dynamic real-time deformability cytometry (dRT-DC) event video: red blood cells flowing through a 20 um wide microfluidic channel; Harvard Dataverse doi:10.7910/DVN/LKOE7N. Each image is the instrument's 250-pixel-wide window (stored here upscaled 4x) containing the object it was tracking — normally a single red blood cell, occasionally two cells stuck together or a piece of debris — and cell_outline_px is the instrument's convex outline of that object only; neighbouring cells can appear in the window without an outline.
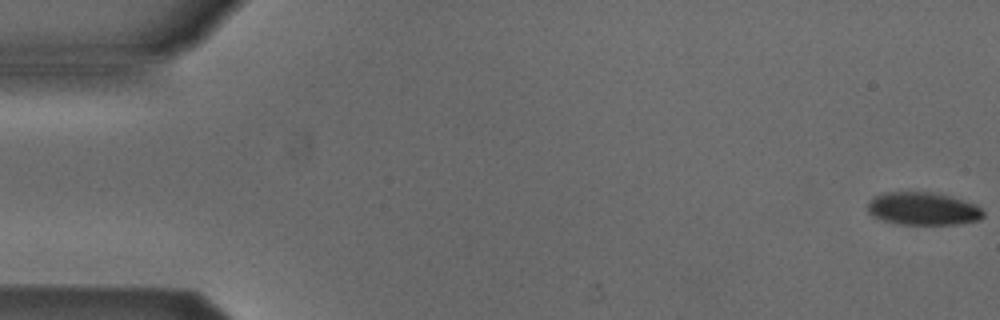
{"species": "Egyptian fruit bat (a non-hibernating species)", "species_latin": "Rousettus aegyptiacus", "temperature_condition": "cold", "stored_images_in_passage": 54, "camera_frame_rate_fps": 3000, "um_per_image_px": 0.085, "animal": {"sex": "male"}, "frame": {"image": 1, "passage_image": 1, "time_ms": 0.0, "image_size_px": [1000, 320], "cell_outline_px": [[984, 216], [980, 220], [960, 224], [900, 224], [884, 220], [872, 216], [868, 212], [868, 204], [872, 196], [888, 192], [932, 192], [948, 196], [976, 204], [984, 212]], "centroid_in_image_um": [78.46, 17.74], "position_along_channel_um": 6.5, "area_um2": 22.08}}
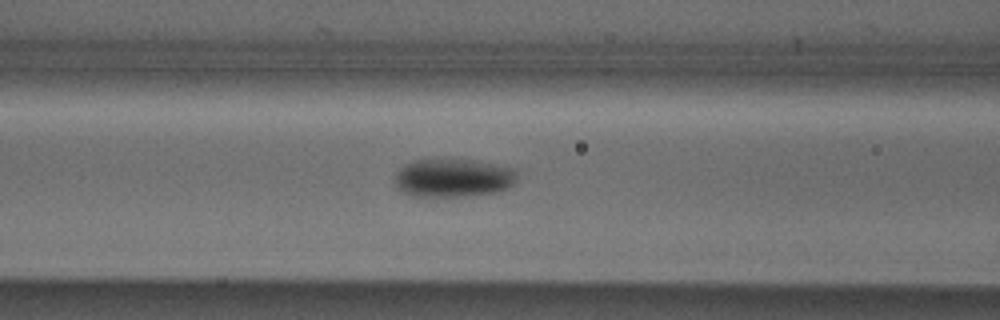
{"frame": {"image": 2, "passage_image": 22, "time_ms": 7.0, "image_size_px": [1000, 320], "cell_outline_px": [[516, 180], [508, 188], [496, 192], [464, 196], [412, 196], [400, 192], [396, 188], [392, 180], [396, 172], [404, 164], [412, 160], [468, 160], [492, 164], [512, 168], [516, 172]], "centroid_in_image_um": [38.43, 15.14], "position_along_channel_um": 128.2, "area_um2": 27.34}}
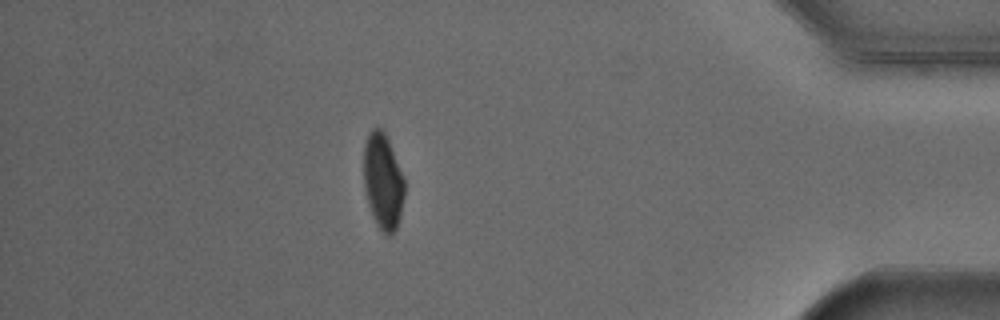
{"frame": {"image": 3, "passage_image": 47, "time_ms": 15.333, "image_size_px": [1000, 320], "cell_outline_px": [[404, 196], [400, 216], [396, 228], [388, 236], [376, 224], [372, 216], [368, 204], [364, 188], [364, 144], [368, 132], [372, 128], [380, 128], [384, 132], [388, 140], [404, 180]], "centroid_in_image_um": [32.53, 15.41], "position_along_channel_um": 402.7, "area_um2": 22.48}, "authors_computed_cell_mechanics": {"area_um2": 24.5361, "velocity_mm_per_s": 3.8515, "shape_relaxation_time_tau1_ms": 2.1735, "shape_relaxation_time_tau2_ms": null, "deformation_change_tau1": 0.097, "deformation_change_tau2": null}}